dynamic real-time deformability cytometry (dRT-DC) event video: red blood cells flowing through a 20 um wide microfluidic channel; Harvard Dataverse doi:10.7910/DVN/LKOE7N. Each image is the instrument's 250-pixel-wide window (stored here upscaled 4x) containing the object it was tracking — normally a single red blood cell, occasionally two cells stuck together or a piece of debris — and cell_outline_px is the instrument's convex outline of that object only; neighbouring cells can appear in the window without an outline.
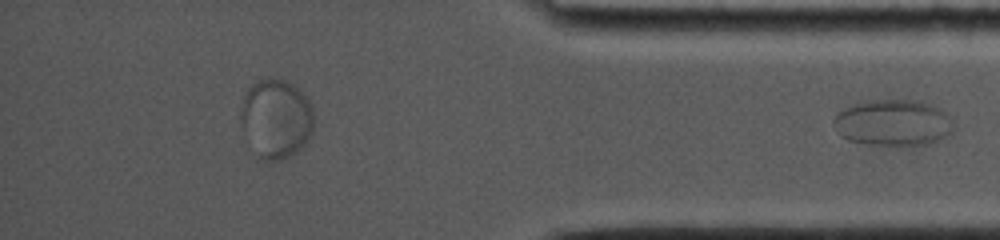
{"species": "common noctule bat (a hibernating species)", "species_latin": "Nyctalus noctula", "temperature_condition": "cold", "stored_images_in_passage": 46, "segment_of_instrument_passage": [2, 2], "camera_frame_rate_fps": 5000, "um_per_image_px": 0.085, "animal": {"sex": "female", "body_mass_g": 19.0, "forearm_length_mm": 53.3}, "frame": {"image": 1, "passage_image": 46, "time_ms": 11.4, "image_size_px": [1000, 240], "cell_outline_px": [[952, 132], [936, 140], [924, 144], [896, 148], [868, 144], [848, 140], [840, 136], [832, 120], [844, 108], [852, 104], [868, 100], [912, 100], [932, 104], [940, 108], [952, 116]], "centroid_in_image_um": [75.91, 10.45], "position_along_channel_um": 359.3, "area_um2": 32.83}}